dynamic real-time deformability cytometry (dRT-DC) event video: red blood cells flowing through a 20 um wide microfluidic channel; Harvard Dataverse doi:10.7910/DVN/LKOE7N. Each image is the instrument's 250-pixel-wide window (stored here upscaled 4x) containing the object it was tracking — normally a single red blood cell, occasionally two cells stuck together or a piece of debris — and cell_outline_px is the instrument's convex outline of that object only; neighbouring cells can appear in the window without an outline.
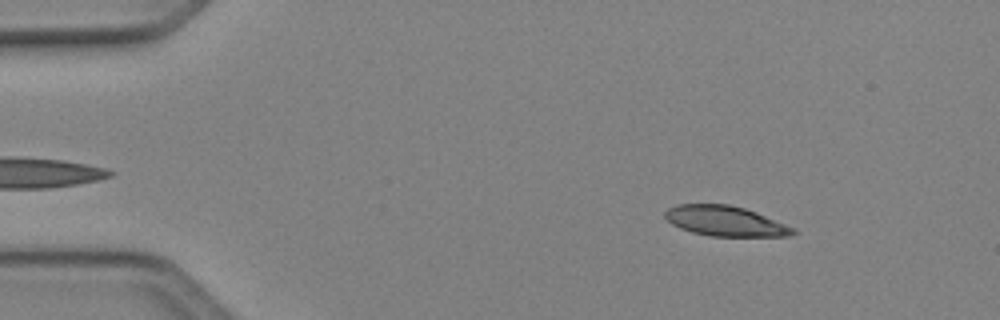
{"species": "Egyptian fruit bat (a non-hibernating species)", "species_latin": "Rousettus aegyptiacus", "temperature_condition": "cold", "stored_images_in_passage": 48, "camera_frame_rate_fps": 3000, "um_per_image_px": 0.085, "animal": {"sex": "female"}, "frame": {"image": 1, "passage_image": 6, "time_ms": 1.667, "image_size_px": [1000, 320], "cell_outline_px": [[796, 232], [792, 236], [708, 236], [692, 232], [680, 228], [672, 224], [664, 216], [664, 212], [668, 208], [676, 204], [728, 204], [744, 208], [756, 212], [796, 228]], "centroid_in_image_um": [61.65, 18.79], "position_along_channel_um": 23.4, "area_um2": 22.54}}
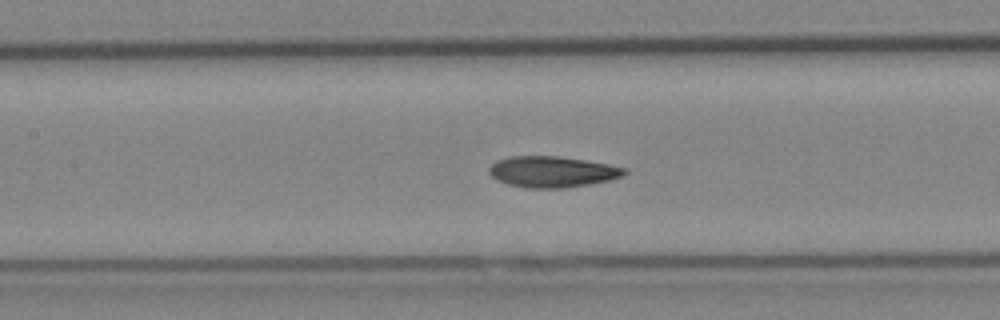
{"frame": {"image": 2, "passage_image": 22, "time_ms": 7.0, "image_size_px": [1000, 320], "cell_outline_px": [[628, 172], [620, 176], [608, 180], [588, 184], [564, 188], [528, 188], [508, 184], [496, 180], [488, 172], [488, 168], [496, 160], [508, 156], [560, 156], [608, 164], [628, 168]], "centroid_in_image_um": [46.9, 14.59], "position_along_channel_um": 160.5, "area_um2": 24.51}}
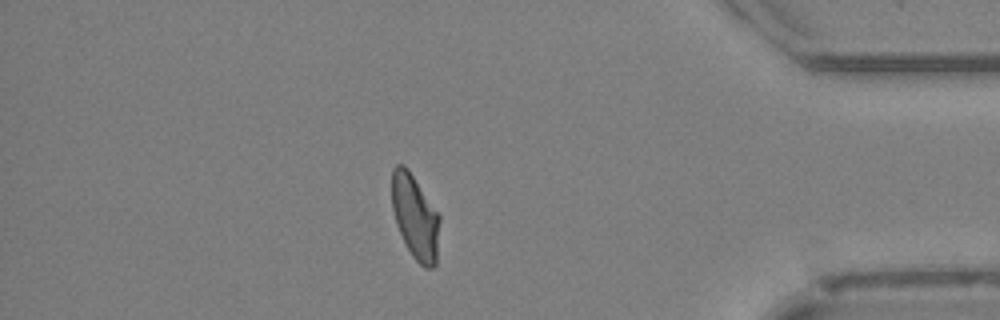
{"frame": {"image": 3, "passage_image": 42, "time_ms": 13.667, "image_size_px": [1000, 320], "cell_outline_px": [[440, 220], [436, 264], [432, 268], [424, 268], [412, 256], [396, 224], [392, 208], [392, 168], [396, 164], [404, 164], [408, 168], [440, 216]], "centroid_in_image_um": [35.29, 18.43], "position_along_channel_um": 399.9, "area_um2": 23.41}, "authors_computed_cell_mechanics": {"area_um2": 23.698, "velocity_mm_per_s": 4.1091, "shape_relaxation_time_tau1_ms": 5.2514, "shape_relaxation_time_tau2_ms": 2.5304, "deformation_change_tau1": 0.1709, "deformation_change_tau2": 0.0796}}